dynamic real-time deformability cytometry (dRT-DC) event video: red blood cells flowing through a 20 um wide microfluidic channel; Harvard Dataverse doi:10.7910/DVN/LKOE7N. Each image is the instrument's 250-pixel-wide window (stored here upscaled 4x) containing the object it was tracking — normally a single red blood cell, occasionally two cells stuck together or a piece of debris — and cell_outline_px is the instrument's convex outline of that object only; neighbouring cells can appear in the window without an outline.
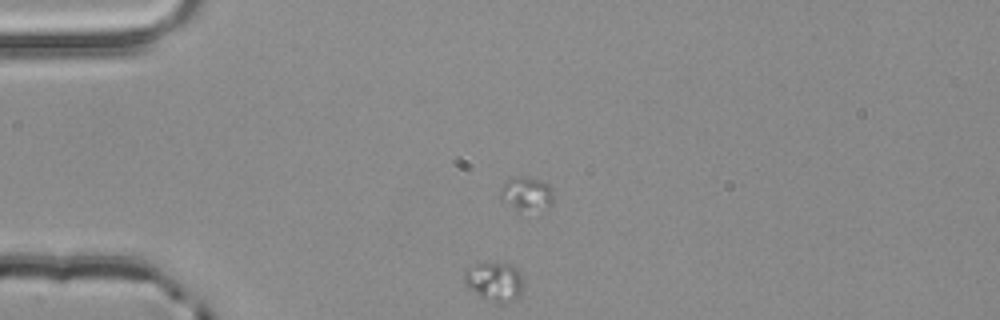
{"species": "common noctule bat (a hibernating species)", "species_latin": "Nyctalus noctula", "temperature_condition": "room temperature", "stored_images_in_passage": 3, "camera_frame_rate_fps": 3000, "um_per_image_px": 0.085, "animal": {"sex": "male", "body_mass_g": 20.4}, "frame": {"image": 1, "passage_image": 2, "time_ms": 0.333, "image_size_px": [1000, 320], "cell_outline_px": [[524, 288], [520, 296], [516, 300], [500, 304], [480, 296], [464, 284], [464, 268], [484, 260], [508, 264], [516, 268], [520, 272]], "centroid_in_image_um": [42.02, 23.9], "position_along_channel_um": 43.0, "area_um2": 13.99}}